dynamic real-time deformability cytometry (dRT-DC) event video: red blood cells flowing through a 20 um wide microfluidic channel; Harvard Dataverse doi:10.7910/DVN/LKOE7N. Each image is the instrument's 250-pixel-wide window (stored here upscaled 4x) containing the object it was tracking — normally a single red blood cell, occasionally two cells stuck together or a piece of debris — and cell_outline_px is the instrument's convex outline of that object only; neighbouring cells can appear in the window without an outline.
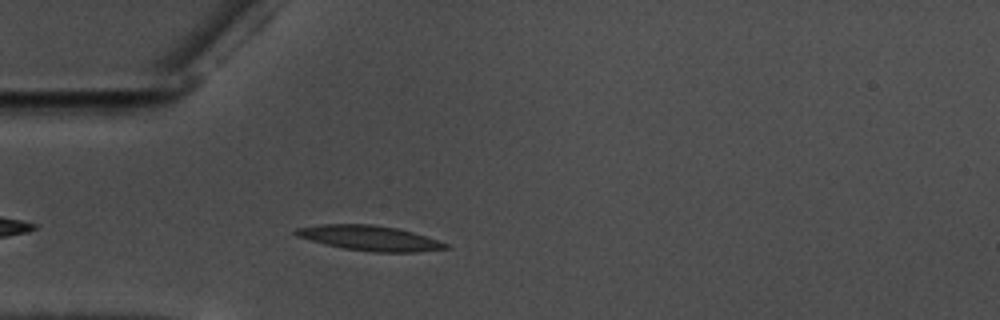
{"species": "common noctule bat (a hibernating species)", "species_latin": "Nyctalus noctula", "temperature_condition": "warm", "stored_images_in_passage": 38, "camera_frame_rate_fps": 3000, "um_per_image_px": 0.085, "animal": {"sex": "male", "body_mass_g": 17.5, "forearm_length_mm": 52.3}, "frame": {"image": 1, "passage_image": 4, "time_ms": 1.0, "image_size_px": [1000, 320], "cell_outline_px": [[452, 248], [416, 252], [372, 252], [344, 248], [324, 244], [296, 236], [292, 232], [296, 228], [324, 224], [372, 224], [396, 228], [412, 232], [448, 244]], "centroid_in_image_um": [31.4, 20.24], "position_along_channel_um": 53.6, "area_um2": 21.73}}
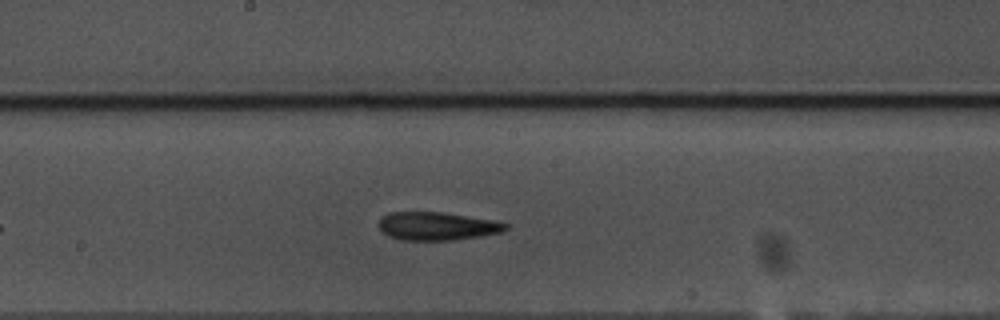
{"frame": {"image": 2, "passage_image": 18, "time_ms": 5.667, "image_size_px": [1000, 320], "cell_outline_px": [[508, 228], [504, 232], [480, 236], [452, 240], [404, 240], [388, 236], [380, 228], [380, 220], [388, 212], [444, 212], [492, 220], [508, 224]], "centroid_in_image_um": [37.18, 19.22], "position_along_channel_um": 211.0, "area_um2": 20.69}}
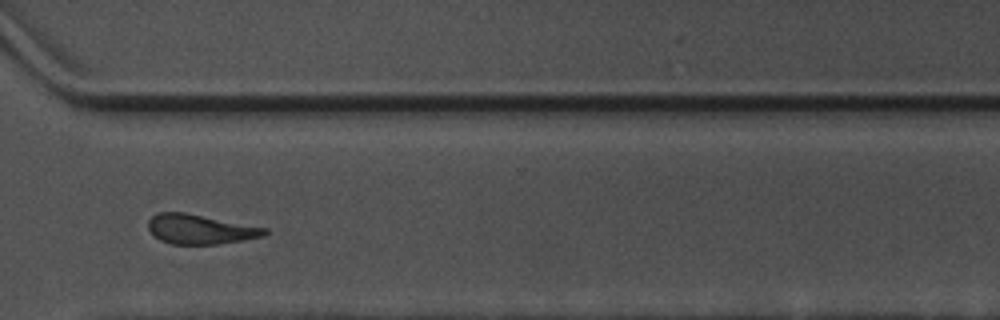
{"frame": {"image": 3, "passage_image": 30, "time_ms": 9.667, "image_size_px": [1000, 320], "cell_outline_px": [[268, 232], [264, 236], [216, 244], [172, 244], [160, 240], [148, 228], [148, 220], [152, 216], [160, 212], [184, 212], [268, 228]], "centroid_in_image_um": [17.01, 19.48], "position_along_channel_um": 353.6, "area_um2": 19.88}, "authors_computed_cell_mechanics": {"area_um2": 20.6635, "velocity_mm_per_s": 3.5573, "shape_relaxation_time_tau1_ms": 4.6349, "shape_relaxation_time_tau2_ms": 3.7727, "deformation_change_tau1": 0.1518, "deformation_change_tau2": 0.1151}}